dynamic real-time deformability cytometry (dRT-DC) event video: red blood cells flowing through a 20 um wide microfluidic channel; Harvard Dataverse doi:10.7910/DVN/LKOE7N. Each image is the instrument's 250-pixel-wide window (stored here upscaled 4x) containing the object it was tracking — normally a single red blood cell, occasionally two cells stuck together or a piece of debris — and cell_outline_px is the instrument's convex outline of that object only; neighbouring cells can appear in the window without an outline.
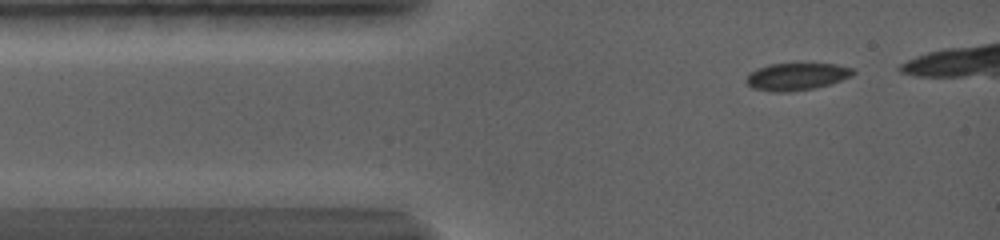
{"species": "common noctule bat (a hibernating species)", "species_latin": "Nyctalus noctula", "temperature_condition": "warm", "stored_images_in_passage": 28, "camera_frame_rate_fps": 5000, "um_per_image_px": 0.085, "animal": {"sex": "female", "body_mass_g": 19.0, "forearm_length_mm": 56.7}, "frame": {"image": 1, "passage_image": 5, "time_ms": 1.0, "image_size_px": [1000, 240], "cell_outline_px": [[856, 72], [852, 76], [832, 84], [816, 88], [788, 92], [772, 92], [752, 88], [744, 80], [744, 76], [760, 68], [772, 64], [836, 64], [856, 68]], "centroid_in_image_um": [67.76, 6.52], "position_along_channel_um": 17.2, "area_um2": 17.17}}
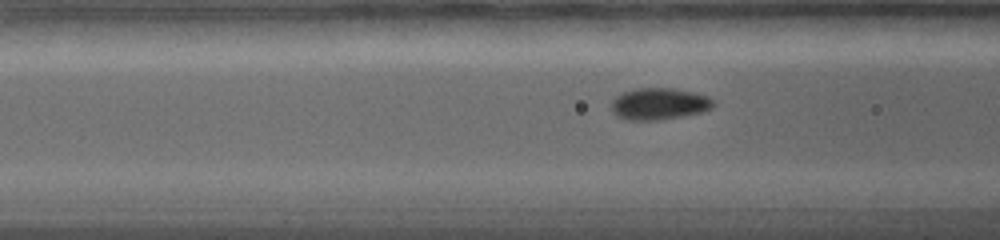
{"frame": {"image": 2, "passage_image": 22, "time_ms": 4.6, "image_size_px": [1000, 240], "cell_outline_px": [[712, 108], [704, 112], [660, 120], [624, 120], [616, 116], [612, 112], [612, 100], [616, 96], [624, 92], [640, 88], [672, 88], [704, 96], [712, 100]], "centroid_in_image_um": [55.96, 8.85], "position_along_channel_um": 110.6, "area_um2": 18.61}}
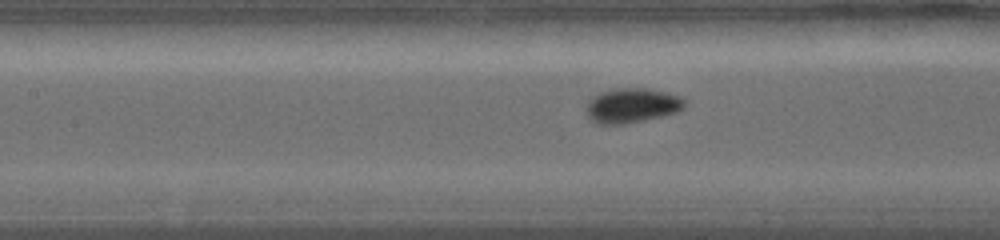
{"frame": {"image": 3, "passage_image": 27, "time_ms": 5.8, "image_size_px": [1000, 240], "cell_outline_px": [[684, 108], [676, 112], [664, 116], [624, 124], [596, 124], [588, 116], [588, 100], [592, 96], [600, 92], [616, 88], [648, 88], [668, 92], [684, 100]], "centroid_in_image_um": [53.7, 8.96], "position_along_channel_um": 153.7, "area_um2": 19.83}}